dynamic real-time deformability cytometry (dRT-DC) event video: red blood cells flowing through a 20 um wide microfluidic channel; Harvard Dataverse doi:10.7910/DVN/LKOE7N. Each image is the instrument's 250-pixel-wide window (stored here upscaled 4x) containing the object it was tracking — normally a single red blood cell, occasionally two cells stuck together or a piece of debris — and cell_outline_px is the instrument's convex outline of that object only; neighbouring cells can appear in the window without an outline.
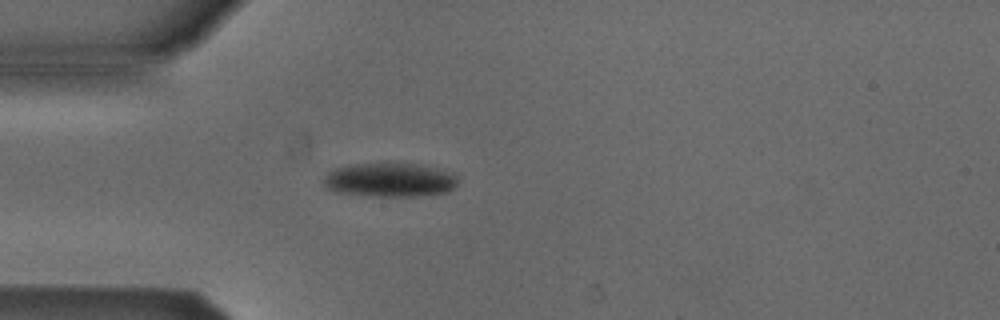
{"species": "Egyptian fruit bat (a non-hibernating species)", "species_latin": "Rousettus aegyptiacus", "temperature_condition": "cold", "stored_images_in_passage": 3, "camera_frame_rate_fps": 3000, "um_per_image_px": 0.085, "animal": {"sex": "male"}, "frame": {"image": 1, "passage_image": 3, "time_ms": 0.667, "image_size_px": [1000, 320], "cell_outline_px": [[456, 184], [448, 192], [416, 196], [368, 196], [336, 192], [328, 188], [320, 180], [328, 172], [336, 168], [348, 164], [416, 164], [452, 172], [456, 176]], "centroid_in_image_um": [33.08, 15.3], "position_along_channel_um": 51.9, "area_um2": 26.47}}